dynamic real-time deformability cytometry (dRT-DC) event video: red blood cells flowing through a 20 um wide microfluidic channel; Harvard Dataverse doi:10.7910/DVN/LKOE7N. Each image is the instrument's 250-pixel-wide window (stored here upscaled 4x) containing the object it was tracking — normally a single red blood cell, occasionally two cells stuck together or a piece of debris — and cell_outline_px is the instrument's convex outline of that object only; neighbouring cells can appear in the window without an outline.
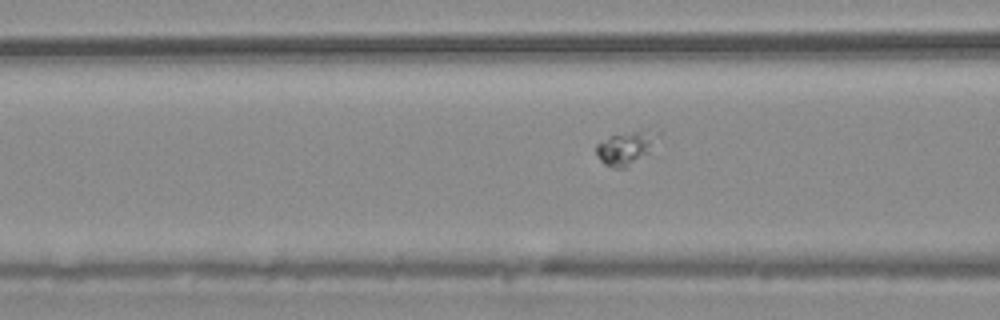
{"species": "common noctule bat (a hibernating species)", "species_latin": "Nyctalus noctula", "temperature_condition": "warm", "stored_images_in_passage": 41, "segment_of_instrument_passage": [1, 2], "camera_frame_rate_fps": 3000, "um_per_image_px": 0.085, "animal": {"sex": "male", "body_mass_g": 20.4}, "frame": {"image": 1, "passage_image": 8, "time_ms": 2.333, "image_size_px": [1000, 320], "cell_outline_px": [[652, 136], [648, 152], [628, 168], [612, 168], [604, 164], [600, 160], [596, 152], [596, 144], [608, 136], [632, 132], [640, 132]], "centroid_in_image_um": [52.97, 12.68], "position_along_channel_um": 113.6, "area_um2": 10.87}}
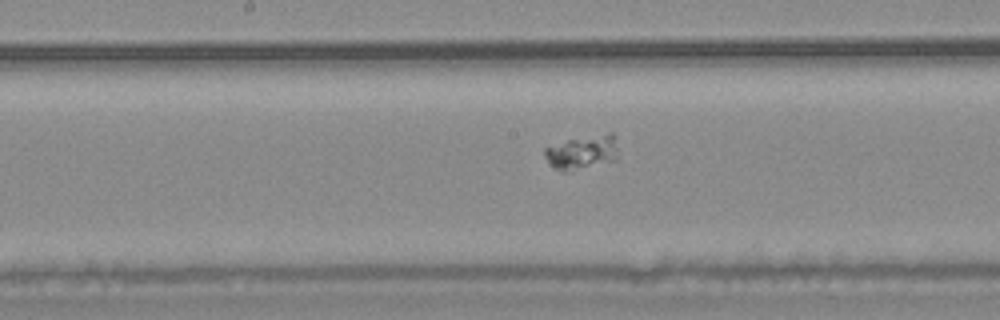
{"frame": {"image": 2, "passage_image": 15, "time_ms": 4.667, "image_size_px": [1000, 320], "cell_outline_px": [[616, 160], [568, 172], [560, 172], [544, 156], [544, 148], [568, 140], [608, 132], [612, 132], [616, 136]], "centroid_in_image_um": [49.51, 12.94], "position_along_channel_um": 198.7, "area_um2": 14.51}}
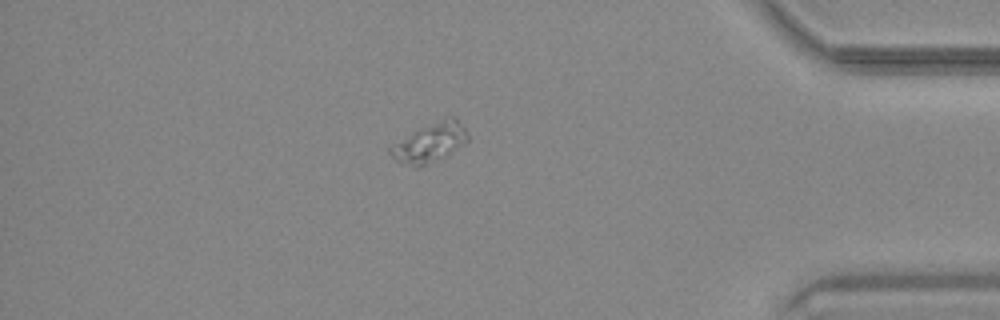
{"frame": {"image": 3, "passage_image": 34, "time_ms": 11.0, "image_size_px": [1000, 320], "cell_outline_px": [[468, 140], [444, 156], [416, 168], [400, 164], [388, 152], [388, 148], [392, 144], [412, 132], [420, 128], [452, 116], [456, 116], [464, 128], [468, 136]], "centroid_in_image_um": [36.48, 12.14], "position_along_channel_um": 398.7, "area_um2": 17.22}}